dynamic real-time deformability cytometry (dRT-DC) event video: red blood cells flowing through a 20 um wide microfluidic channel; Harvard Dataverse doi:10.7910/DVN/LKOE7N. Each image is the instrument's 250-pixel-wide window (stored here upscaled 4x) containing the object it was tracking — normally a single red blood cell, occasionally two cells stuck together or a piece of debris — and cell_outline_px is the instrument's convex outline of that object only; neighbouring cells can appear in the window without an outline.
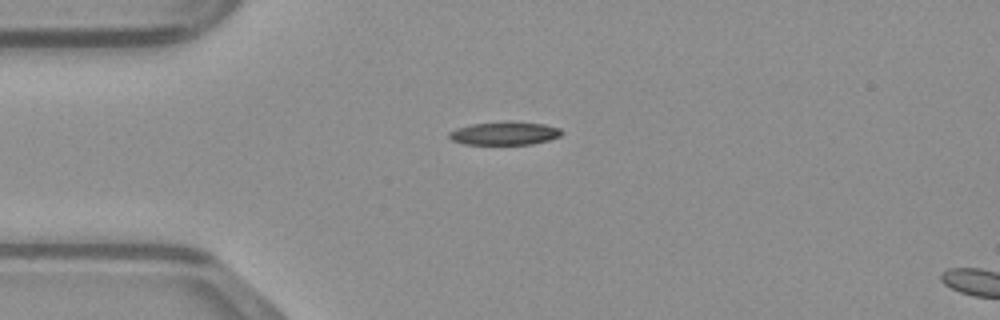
{"species": "common noctule bat (a hibernating species)", "species_latin": "Nyctalus noctula", "temperature_condition": "warm", "stored_images_in_passage": 4, "camera_frame_rate_fps": 3000, "um_per_image_px": 0.085, "animal": {"sex": "male", "body_mass_g": 23.1, "forearm_length_mm": 52.7}, "frame": {"image": 1, "passage_image": 1, "time_ms": 0.0, "image_size_px": [1000, 320], "cell_outline_px": [[564, 132], [560, 136], [548, 140], [532, 144], [464, 144], [452, 140], [448, 136], [448, 132], [456, 128], [472, 124], [508, 120], [512, 120], [544, 124], [560, 128]], "centroid_in_image_um": [42.9, 11.31], "position_along_channel_um": 42.1, "area_um2": 15.49}}